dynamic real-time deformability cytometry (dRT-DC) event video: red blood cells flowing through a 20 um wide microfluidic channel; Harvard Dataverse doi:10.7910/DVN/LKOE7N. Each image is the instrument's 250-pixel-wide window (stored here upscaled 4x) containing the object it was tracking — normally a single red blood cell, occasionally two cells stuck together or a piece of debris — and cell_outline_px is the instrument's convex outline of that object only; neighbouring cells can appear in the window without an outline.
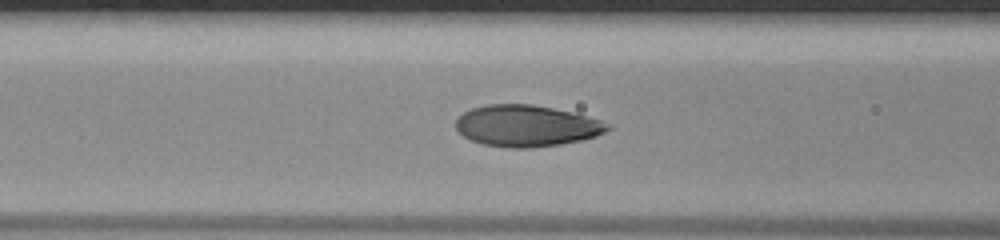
{"species": "human", "species_latin": "Homo sapiens", "temperature_condition": "room temperature", "stored_images_in_passage": 35, "camera_frame_rate_fps": 3000, "um_per_image_px": 0.085, "donor": {"sex": "male"}, "frame": {"image": 1, "passage_image": 11, "time_ms": 3.333, "image_size_px": [1000, 240], "cell_outline_px": [[612, 128], [596, 136], [584, 140], [560, 144], [532, 148], [508, 148], [484, 144], [472, 140], [464, 136], [456, 128], [456, 120], [464, 112], [472, 108], [488, 104], [532, 104], [552, 108], [600, 120], [612, 124]], "centroid_in_image_um": [44.77, 10.7], "position_along_channel_um": 121.8, "area_um2": 36.47}}
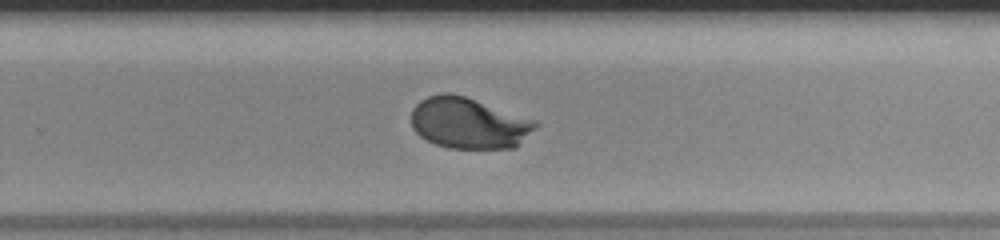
{"frame": {"image": 2, "passage_image": 23, "time_ms": 7.333, "image_size_px": [1000, 240], "cell_outline_px": [[540, 124], [516, 148], [448, 148], [436, 144], [420, 136], [412, 128], [412, 108], [420, 100], [428, 96], [444, 92], [448, 92], [464, 96], [536, 120]], "centroid_in_image_um": [39.85, 10.46], "position_along_channel_um": 289.9, "area_um2": 36.99}}
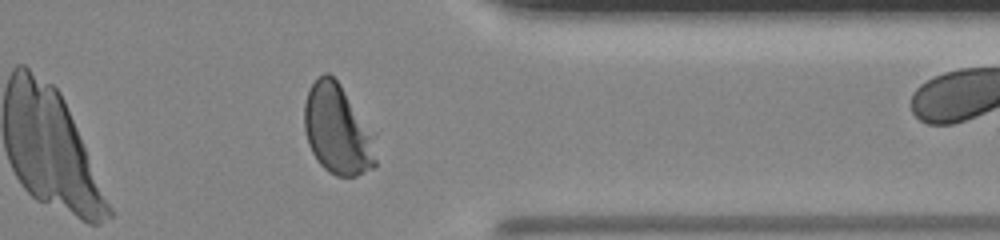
{"frame": {"image": 3, "passage_image": 30, "time_ms": 9.667, "image_size_px": [1000, 240], "cell_outline_px": [[376, 164], [372, 168], [356, 176], [336, 176], [328, 172], [316, 160], [308, 144], [304, 128], [304, 104], [308, 92], [316, 76], [324, 72], [328, 72], [340, 84], [372, 136], [376, 160]], "centroid_in_image_um": [28.62, 11.03], "position_along_channel_um": 382.8, "area_um2": 36.76}}